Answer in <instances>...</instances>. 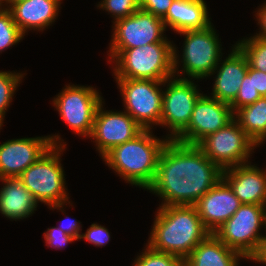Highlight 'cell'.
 <instances>
[{
    "instance_id": "cell-8",
    "label": "cell",
    "mask_w": 266,
    "mask_h": 266,
    "mask_svg": "<svg viewBox=\"0 0 266 266\" xmlns=\"http://www.w3.org/2000/svg\"><path fill=\"white\" fill-rule=\"evenodd\" d=\"M262 228H264L263 205L244 203L214 234L227 247L238 251L245 260H250L264 237L260 232Z\"/></svg>"
},
{
    "instance_id": "cell-29",
    "label": "cell",
    "mask_w": 266,
    "mask_h": 266,
    "mask_svg": "<svg viewBox=\"0 0 266 266\" xmlns=\"http://www.w3.org/2000/svg\"><path fill=\"white\" fill-rule=\"evenodd\" d=\"M260 97L261 95L252 85V78H250V76L246 73L245 77L242 79V83L235 100L230 104L231 109L233 113H235L238 109L253 104Z\"/></svg>"
},
{
    "instance_id": "cell-30",
    "label": "cell",
    "mask_w": 266,
    "mask_h": 266,
    "mask_svg": "<svg viewBox=\"0 0 266 266\" xmlns=\"http://www.w3.org/2000/svg\"><path fill=\"white\" fill-rule=\"evenodd\" d=\"M44 240L47 247L52 249H63L68 246L67 244L77 241L73 236L66 234L62 229L58 227L48 228L47 231L43 233Z\"/></svg>"
},
{
    "instance_id": "cell-12",
    "label": "cell",
    "mask_w": 266,
    "mask_h": 266,
    "mask_svg": "<svg viewBox=\"0 0 266 266\" xmlns=\"http://www.w3.org/2000/svg\"><path fill=\"white\" fill-rule=\"evenodd\" d=\"M109 50H126L151 43L171 42L163 20L140 8L130 16L113 22Z\"/></svg>"
},
{
    "instance_id": "cell-34",
    "label": "cell",
    "mask_w": 266,
    "mask_h": 266,
    "mask_svg": "<svg viewBox=\"0 0 266 266\" xmlns=\"http://www.w3.org/2000/svg\"><path fill=\"white\" fill-rule=\"evenodd\" d=\"M65 220H62L63 223L57 227L62 229L66 234L73 236L76 240H80V236L82 234L81 222L75 219H69L67 215Z\"/></svg>"
},
{
    "instance_id": "cell-32",
    "label": "cell",
    "mask_w": 266,
    "mask_h": 266,
    "mask_svg": "<svg viewBox=\"0 0 266 266\" xmlns=\"http://www.w3.org/2000/svg\"><path fill=\"white\" fill-rule=\"evenodd\" d=\"M174 0H139L141 10L163 19Z\"/></svg>"
},
{
    "instance_id": "cell-21",
    "label": "cell",
    "mask_w": 266,
    "mask_h": 266,
    "mask_svg": "<svg viewBox=\"0 0 266 266\" xmlns=\"http://www.w3.org/2000/svg\"><path fill=\"white\" fill-rule=\"evenodd\" d=\"M0 213L13 221L23 220L36 211L38 202L18 178H0Z\"/></svg>"
},
{
    "instance_id": "cell-19",
    "label": "cell",
    "mask_w": 266,
    "mask_h": 266,
    "mask_svg": "<svg viewBox=\"0 0 266 266\" xmlns=\"http://www.w3.org/2000/svg\"><path fill=\"white\" fill-rule=\"evenodd\" d=\"M231 50L226 59H220L211 73V76L216 75L213 77L212 93L209 94L210 97L228 104L235 100L249 67L246 56L235 44Z\"/></svg>"
},
{
    "instance_id": "cell-23",
    "label": "cell",
    "mask_w": 266,
    "mask_h": 266,
    "mask_svg": "<svg viewBox=\"0 0 266 266\" xmlns=\"http://www.w3.org/2000/svg\"><path fill=\"white\" fill-rule=\"evenodd\" d=\"M234 119L246 135L258 145L266 142V97L261 96L253 104L238 109ZM264 142V143H263Z\"/></svg>"
},
{
    "instance_id": "cell-25",
    "label": "cell",
    "mask_w": 266,
    "mask_h": 266,
    "mask_svg": "<svg viewBox=\"0 0 266 266\" xmlns=\"http://www.w3.org/2000/svg\"><path fill=\"white\" fill-rule=\"evenodd\" d=\"M26 72L2 71L0 70V123L3 125L5 113L11 105L13 96L21 84Z\"/></svg>"
},
{
    "instance_id": "cell-27",
    "label": "cell",
    "mask_w": 266,
    "mask_h": 266,
    "mask_svg": "<svg viewBox=\"0 0 266 266\" xmlns=\"http://www.w3.org/2000/svg\"><path fill=\"white\" fill-rule=\"evenodd\" d=\"M139 253L132 266H186V260L176 255L151 249L147 244Z\"/></svg>"
},
{
    "instance_id": "cell-35",
    "label": "cell",
    "mask_w": 266,
    "mask_h": 266,
    "mask_svg": "<svg viewBox=\"0 0 266 266\" xmlns=\"http://www.w3.org/2000/svg\"><path fill=\"white\" fill-rule=\"evenodd\" d=\"M255 13L257 25H259V32L255 33V36L266 39V1L258 8Z\"/></svg>"
},
{
    "instance_id": "cell-11",
    "label": "cell",
    "mask_w": 266,
    "mask_h": 266,
    "mask_svg": "<svg viewBox=\"0 0 266 266\" xmlns=\"http://www.w3.org/2000/svg\"><path fill=\"white\" fill-rule=\"evenodd\" d=\"M195 79L173 76L164 80L160 126L167 127L170 140H174L189 124L194 105L201 93Z\"/></svg>"
},
{
    "instance_id": "cell-13",
    "label": "cell",
    "mask_w": 266,
    "mask_h": 266,
    "mask_svg": "<svg viewBox=\"0 0 266 266\" xmlns=\"http://www.w3.org/2000/svg\"><path fill=\"white\" fill-rule=\"evenodd\" d=\"M64 146L59 134L17 138L0 144V178H18L51 146Z\"/></svg>"
},
{
    "instance_id": "cell-18",
    "label": "cell",
    "mask_w": 266,
    "mask_h": 266,
    "mask_svg": "<svg viewBox=\"0 0 266 266\" xmlns=\"http://www.w3.org/2000/svg\"><path fill=\"white\" fill-rule=\"evenodd\" d=\"M62 0L1 1L25 36L29 30L43 31L52 26L58 17ZM4 3V4H3Z\"/></svg>"
},
{
    "instance_id": "cell-24",
    "label": "cell",
    "mask_w": 266,
    "mask_h": 266,
    "mask_svg": "<svg viewBox=\"0 0 266 266\" xmlns=\"http://www.w3.org/2000/svg\"><path fill=\"white\" fill-rule=\"evenodd\" d=\"M235 45L243 52L248 60V64L255 70L266 73V39L255 35L245 37Z\"/></svg>"
},
{
    "instance_id": "cell-5",
    "label": "cell",
    "mask_w": 266,
    "mask_h": 266,
    "mask_svg": "<svg viewBox=\"0 0 266 266\" xmlns=\"http://www.w3.org/2000/svg\"><path fill=\"white\" fill-rule=\"evenodd\" d=\"M65 149L64 146L52 145L18 177L38 203H44L52 210H61L62 213H65L64 206H72L61 164Z\"/></svg>"
},
{
    "instance_id": "cell-36",
    "label": "cell",
    "mask_w": 266,
    "mask_h": 266,
    "mask_svg": "<svg viewBox=\"0 0 266 266\" xmlns=\"http://www.w3.org/2000/svg\"><path fill=\"white\" fill-rule=\"evenodd\" d=\"M250 261L266 265V234L262 238L257 252L250 258Z\"/></svg>"
},
{
    "instance_id": "cell-28",
    "label": "cell",
    "mask_w": 266,
    "mask_h": 266,
    "mask_svg": "<svg viewBox=\"0 0 266 266\" xmlns=\"http://www.w3.org/2000/svg\"><path fill=\"white\" fill-rule=\"evenodd\" d=\"M96 7L111 14L112 22L126 18L140 8L139 0H101Z\"/></svg>"
},
{
    "instance_id": "cell-16",
    "label": "cell",
    "mask_w": 266,
    "mask_h": 266,
    "mask_svg": "<svg viewBox=\"0 0 266 266\" xmlns=\"http://www.w3.org/2000/svg\"><path fill=\"white\" fill-rule=\"evenodd\" d=\"M241 204L229 185L221 179L194 204V207L204 227L210 233H215Z\"/></svg>"
},
{
    "instance_id": "cell-37",
    "label": "cell",
    "mask_w": 266,
    "mask_h": 266,
    "mask_svg": "<svg viewBox=\"0 0 266 266\" xmlns=\"http://www.w3.org/2000/svg\"><path fill=\"white\" fill-rule=\"evenodd\" d=\"M263 207H264V230L266 231V202L263 205Z\"/></svg>"
},
{
    "instance_id": "cell-6",
    "label": "cell",
    "mask_w": 266,
    "mask_h": 266,
    "mask_svg": "<svg viewBox=\"0 0 266 266\" xmlns=\"http://www.w3.org/2000/svg\"><path fill=\"white\" fill-rule=\"evenodd\" d=\"M216 33L213 23L204 29L186 30L177 33L185 36V38L181 56L176 45H173L174 76L197 81L207 79L208 76L211 77V73L223 56L219 34ZM180 63L182 64L181 68L179 67ZM180 74L184 75L181 76Z\"/></svg>"
},
{
    "instance_id": "cell-17",
    "label": "cell",
    "mask_w": 266,
    "mask_h": 266,
    "mask_svg": "<svg viewBox=\"0 0 266 266\" xmlns=\"http://www.w3.org/2000/svg\"><path fill=\"white\" fill-rule=\"evenodd\" d=\"M222 179L244 204L264 205L266 202V168L251 162L223 170Z\"/></svg>"
},
{
    "instance_id": "cell-31",
    "label": "cell",
    "mask_w": 266,
    "mask_h": 266,
    "mask_svg": "<svg viewBox=\"0 0 266 266\" xmlns=\"http://www.w3.org/2000/svg\"><path fill=\"white\" fill-rule=\"evenodd\" d=\"M81 239L92 243L96 247H103L109 242L111 235L106 227L93 223L85 233L81 234L80 240Z\"/></svg>"
},
{
    "instance_id": "cell-14",
    "label": "cell",
    "mask_w": 266,
    "mask_h": 266,
    "mask_svg": "<svg viewBox=\"0 0 266 266\" xmlns=\"http://www.w3.org/2000/svg\"><path fill=\"white\" fill-rule=\"evenodd\" d=\"M103 100L95 113L93 129L89 138L95 142L96 151L103 158L119 144L134 139L144 129L124 110H104Z\"/></svg>"
},
{
    "instance_id": "cell-20",
    "label": "cell",
    "mask_w": 266,
    "mask_h": 266,
    "mask_svg": "<svg viewBox=\"0 0 266 266\" xmlns=\"http://www.w3.org/2000/svg\"><path fill=\"white\" fill-rule=\"evenodd\" d=\"M209 18L206 1L174 0L162 19L167 27L179 33L186 30L204 29L212 22Z\"/></svg>"
},
{
    "instance_id": "cell-22",
    "label": "cell",
    "mask_w": 266,
    "mask_h": 266,
    "mask_svg": "<svg viewBox=\"0 0 266 266\" xmlns=\"http://www.w3.org/2000/svg\"><path fill=\"white\" fill-rule=\"evenodd\" d=\"M240 259L245 258L227 247L214 233H210L185 258L186 266H239Z\"/></svg>"
},
{
    "instance_id": "cell-10",
    "label": "cell",
    "mask_w": 266,
    "mask_h": 266,
    "mask_svg": "<svg viewBox=\"0 0 266 266\" xmlns=\"http://www.w3.org/2000/svg\"><path fill=\"white\" fill-rule=\"evenodd\" d=\"M197 146L222 170L251 162L249 158L258 147L235 119L217 132L206 136Z\"/></svg>"
},
{
    "instance_id": "cell-1",
    "label": "cell",
    "mask_w": 266,
    "mask_h": 266,
    "mask_svg": "<svg viewBox=\"0 0 266 266\" xmlns=\"http://www.w3.org/2000/svg\"><path fill=\"white\" fill-rule=\"evenodd\" d=\"M222 174L223 170L197 145L169 140L147 191L160 196L163 203L159 206L194 205L222 179Z\"/></svg>"
},
{
    "instance_id": "cell-3",
    "label": "cell",
    "mask_w": 266,
    "mask_h": 266,
    "mask_svg": "<svg viewBox=\"0 0 266 266\" xmlns=\"http://www.w3.org/2000/svg\"><path fill=\"white\" fill-rule=\"evenodd\" d=\"M169 140L156 137L152 130H143L134 139L114 147L102 159L126 183L147 190L154 182L160 154Z\"/></svg>"
},
{
    "instance_id": "cell-4",
    "label": "cell",
    "mask_w": 266,
    "mask_h": 266,
    "mask_svg": "<svg viewBox=\"0 0 266 266\" xmlns=\"http://www.w3.org/2000/svg\"><path fill=\"white\" fill-rule=\"evenodd\" d=\"M173 41L126 50H108L114 78L164 81L174 76Z\"/></svg>"
},
{
    "instance_id": "cell-26",
    "label": "cell",
    "mask_w": 266,
    "mask_h": 266,
    "mask_svg": "<svg viewBox=\"0 0 266 266\" xmlns=\"http://www.w3.org/2000/svg\"><path fill=\"white\" fill-rule=\"evenodd\" d=\"M24 35L15 24L10 10L0 4V53L21 42Z\"/></svg>"
},
{
    "instance_id": "cell-7",
    "label": "cell",
    "mask_w": 266,
    "mask_h": 266,
    "mask_svg": "<svg viewBox=\"0 0 266 266\" xmlns=\"http://www.w3.org/2000/svg\"><path fill=\"white\" fill-rule=\"evenodd\" d=\"M118 84L124 111L144 130L160 126L164 81L149 79L115 78ZM153 125V126H152Z\"/></svg>"
},
{
    "instance_id": "cell-15",
    "label": "cell",
    "mask_w": 266,
    "mask_h": 266,
    "mask_svg": "<svg viewBox=\"0 0 266 266\" xmlns=\"http://www.w3.org/2000/svg\"><path fill=\"white\" fill-rule=\"evenodd\" d=\"M234 119L230 104L202 94L196 101L188 126L174 139L197 145L206 136L217 132Z\"/></svg>"
},
{
    "instance_id": "cell-9",
    "label": "cell",
    "mask_w": 266,
    "mask_h": 266,
    "mask_svg": "<svg viewBox=\"0 0 266 266\" xmlns=\"http://www.w3.org/2000/svg\"><path fill=\"white\" fill-rule=\"evenodd\" d=\"M64 87L53 98L52 105L74 133L89 138L96 110L103 101L101 92L92 86L67 84Z\"/></svg>"
},
{
    "instance_id": "cell-38",
    "label": "cell",
    "mask_w": 266,
    "mask_h": 266,
    "mask_svg": "<svg viewBox=\"0 0 266 266\" xmlns=\"http://www.w3.org/2000/svg\"><path fill=\"white\" fill-rule=\"evenodd\" d=\"M1 1H21V0H1Z\"/></svg>"
},
{
    "instance_id": "cell-2",
    "label": "cell",
    "mask_w": 266,
    "mask_h": 266,
    "mask_svg": "<svg viewBox=\"0 0 266 266\" xmlns=\"http://www.w3.org/2000/svg\"><path fill=\"white\" fill-rule=\"evenodd\" d=\"M146 243L151 249L186 258L210 232L194 205L159 206Z\"/></svg>"
},
{
    "instance_id": "cell-33",
    "label": "cell",
    "mask_w": 266,
    "mask_h": 266,
    "mask_svg": "<svg viewBox=\"0 0 266 266\" xmlns=\"http://www.w3.org/2000/svg\"><path fill=\"white\" fill-rule=\"evenodd\" d=\"M247 74L252 78L254 89H257L261 96L266 97V73L260 70H255L249 66Z\"/></svg>"
}]
</instances>
